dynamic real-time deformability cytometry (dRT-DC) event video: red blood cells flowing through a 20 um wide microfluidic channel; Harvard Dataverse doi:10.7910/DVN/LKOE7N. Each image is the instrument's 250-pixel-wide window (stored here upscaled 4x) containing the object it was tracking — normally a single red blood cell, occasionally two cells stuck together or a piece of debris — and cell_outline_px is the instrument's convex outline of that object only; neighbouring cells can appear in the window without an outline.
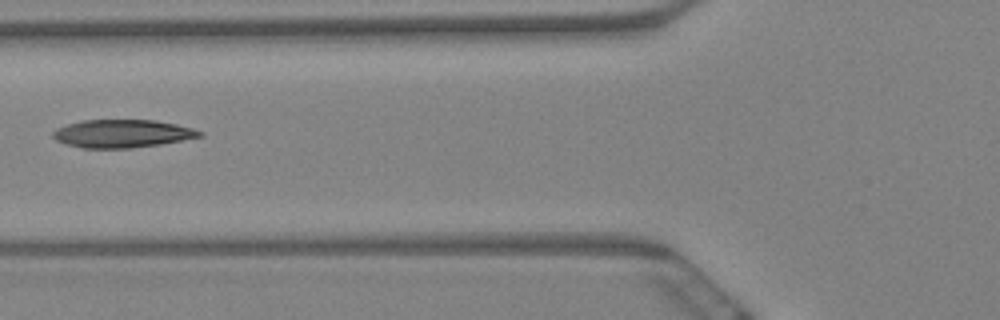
{"species": "Egyptian fruit bat (a non-hibernating species)", "species_latin": "Rousettus aegyptiacus", "temperature_condition": "warm", "stored_images_in_passage": 6, "camera_frame_rate_fps": 3000, "um_per_image_px": 0.085, "animal": {"sex": "female"}, "frame": {"image": 1, "passage_image": 3, "time_ms": 0.667, "image_size_px": [1000, 320], "cell_outline_px": [[204, 136], [160, 144], [132, 148], [80, 148], [64, 144], [56, 140], [52, 136], [52, 132], [56, 128], [68, 124], [84, 120], [156, 120], [176, 124], [192, 128], [204, 132]], "centroid_in_image_um": [10.38, 11.36], "position_along_channel_um": 115.4, "area_um2": 24.04}}
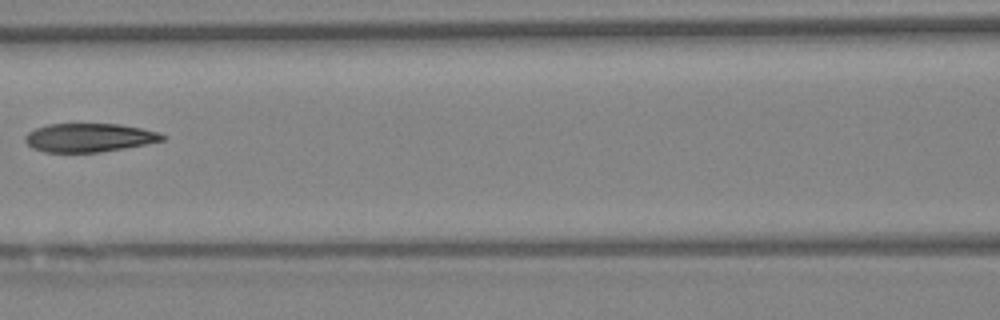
{"frame": {"image": 2, "passage_image": 4, "time_ms": 1.0, "image_size_px": [1000, 320], "cell_outline_px": [[164, 140], [124, 148], [100, 152], [44, 152], [32, 148], [24, 140], [24, 136], [28, 132], [36, 128], [48, 124], [120, 124], [160, 132], [164, 136]], "centroid_in_image_um": [7.54, 11.7], "position_along_channel_um": 159.1, "area_um2": 22.77}}
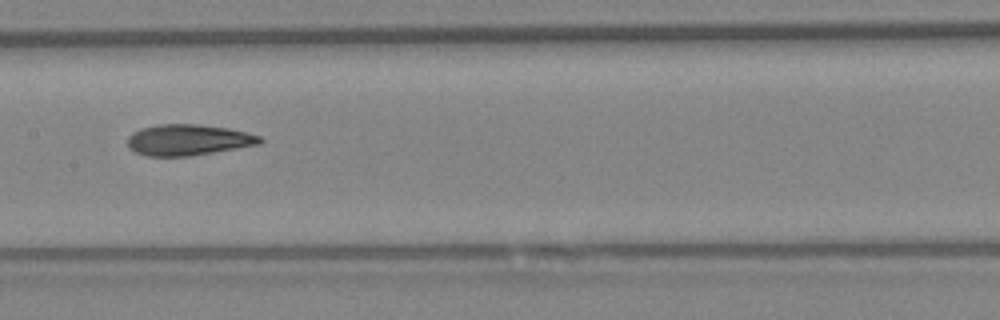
{"frame": {"image": 3, "passage_image": 5, "time_ms": 1.333, "image_size_px": [1000, 320], "cell_outline_px": [[264, 140], [260, 144], [192, 156], [148, 156], [136, 152], [128, 148], [128, 136], [132, 132], [140, 128], [156, 124], [196, 124], [228, 128], [260, 136]], "centroid_in_image_um": [15.97, 11.89], "position_along_channel_um": 191.4, "area_um2": 23.99}}